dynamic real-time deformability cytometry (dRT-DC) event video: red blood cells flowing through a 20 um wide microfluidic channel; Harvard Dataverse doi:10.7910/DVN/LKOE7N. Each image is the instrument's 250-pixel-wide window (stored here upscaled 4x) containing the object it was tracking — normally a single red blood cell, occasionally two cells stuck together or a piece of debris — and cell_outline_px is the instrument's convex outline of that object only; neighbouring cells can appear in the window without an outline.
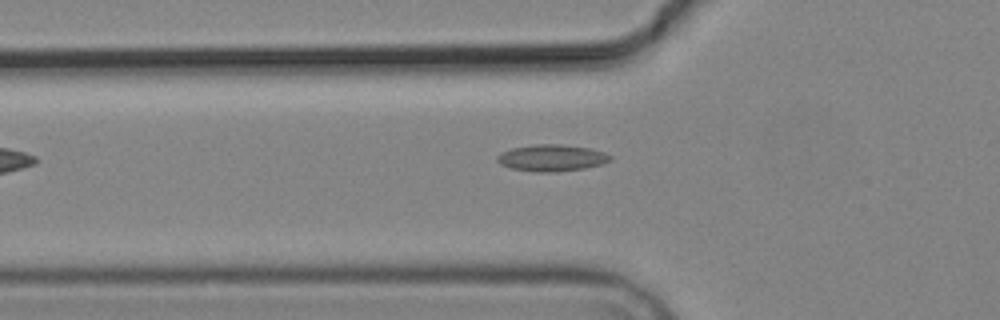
{"species": "common noctule bat (a hibernating species)", "species_latin": "Nyctalus noctula", "temperature_condition": "cold", "stored_images_in_passage": 4, "camera_frame_rate_fps": 3000, "um_per_image_px": 0.085, "animal": {"sex": "male", "body_mass_g": 19.2, "forearm_length_mm": 51.8}, "frame": {"image": 1, "passage_image": 3, "time_ms": 3.333, "image_size_px": [1000, 320], "cell_outline_px": [[612, 160], [604, 164], [584, 168], [556, 172], [536, 172], [512, 168], [500, 164], [496, 160], [496, 156], [512, 148], [532, 144], [560, 144], [592, 148], [604, 152], [612, 156]], "centroid_in_image_um": [46.94, 13.42], "position_along_channel_um": 78.9, "area_um2": 17.69}}
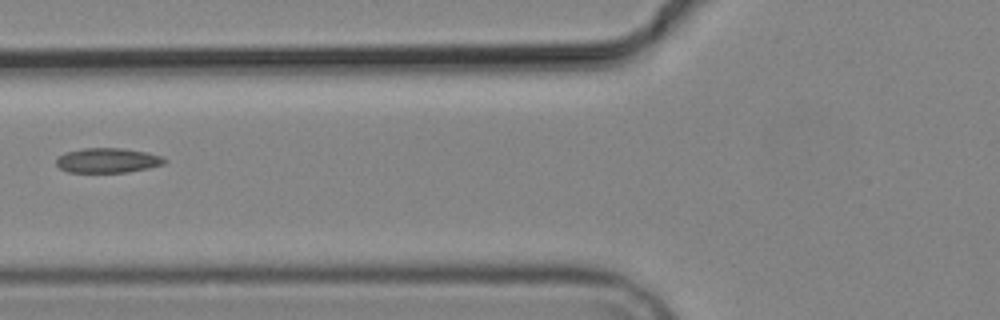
{"frame": {"image": 2, "passage_image": 4, "time_ms": 4.333, "image_size_px": [1000, 320], "cell_outline_px": [[168, 160], [164, 164], [148, 168], [128, 172], [68, 172], [60, 168], [56, 164], [56, 156], [64, 152], [84, 148], [124, 148], [148, 152], [160, 156]], "centroid_in_image_um": [9.13, 13.62], "position_along_channel_um": 116.7, "area_um2": 15.78}}